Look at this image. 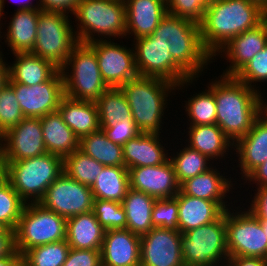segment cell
Instances as JSON below:
<instances>
[{"label": "cell", "mask_w": 267, "mask_h": 266, "mask_svg": "<svg viewBox=\"0 0 267 266\" xmlns=\"http://www.w3.org/2000/svg\"><path fill=\"white\" fill-rule=\"evenodd\" d=\"M220 76V79L216 77L212 81L217 107L216 124L235 143L250 131L255 119L266 108V99L235 76Z\"/></svg>", "instance_id": "cell-1"}, {"label": "cell", "mask_w": 267, "mask_h": 266, "mask_svg": "<svg viewBox=\"0 0 267 266\" xmlns=\"http://www.w3.org/2000/svg\"><path fill=\"white\" fill-rule=\"evenodd\" d=\"M262 12L263 8L250 0H212L200 23L205 49L216 58L231 39L259 25Z\"/></svg>", "instance_id": "cell-2"}, {"label": "cell", "mask_w": 267, "mask_h": 266, "mask_svg": "<svg viewBox=\"0 0 267 266\" xmlns=\"http://www.w3.org/2000/svg\"><path fill=\"white\" fill-rule=\"evenodd\" d=\"M151 35L168 41L173 60L191 78L200 77L214 60L203 45L200 24L191 20L167 13Z\"/></svg>", "instance_id": "cell-3"}, {"label": "cell", "mask_w": 267, "mask_h": 266, "mask_svg": "<svg viewBox=\"0 0 267 266\" xmlns=\"http://www.w3.org/2000/svg\"><path fill=\"white\" fill-rule=\"evenodd\" d=\"M120 88L127 98L132 119L140 133L160 135L167 97L171 91L172 94L176 91V85L161 78L138 75Z\"/></svg>", "instance_id": "cell-4"}, {"label": "cell", "mask_w": 267, "mask_h": 266, "mask_svg": "<svg viewBox=\"0 0 267 266\" xmlns=\"http://www.w3.org/2000/svg\"><path fill=\"white\" fill-rule=\"evenodd\" d=\"M72 14L78 22L74 25L78 26L74 31L78 42L90 43L100 36L102 40L126 37V7L122 0H80Z\"/></svg>", "instance_id": "cell-5"}, {"label": "cell", "mask_w": 267, "mask_h": 266, "mask_svg": "<svg viewBox=\"0 0 267 266\" xmlns=\"http://www.w3.org/2000/svg\"><path fill=\"white\" fill-rule=\"evenodd\" d=\"M4 163L8 182L26 204L39 203L47 188L64 172L63 158L51 153Z\"/></svg>", "instance_id": "cell-6"}, {"label": "cell", "mask_w": 267, "mask_h": 266, "mask_svg": "<svg viewBox=\"0 0 267 266\" xmlns=\"http://www.w3.org/2000/svg\"><path fill=\"white\" fill-rule=\"evenodd\" d=\"M60 70L65 95L70 98L95 102L109 88L101 77L95 50L88 43L78 42Z\"/></svg>", "instance_id": "cell-7"}, {"label": "cell", "mask_w": 267, "mask_h": 266, "mask_svg": "<svg viewBox=\"0 0 267 266\" xmlns=\"http://www.w3.org/2000/svg\"><path fill=\"white\" fill-rule=\"evenodd\" d=\"M181 253L184 266H225L229 257L225 213L214 222L183 233Z\"/></svg>", "instance_id": "cell-8"}, {"label": "cell", "mask_w": 267, "mask_h": 266, "mask_svg": "<svg viewBox=\"0 0 267 266\" xmlns=\"http://www.w3.org/2000/svg\"><path fill=\"white\" fill-rule=\"evenodd\" d=\"M66 229L65 217L45 209L40 203H28L15 229L16 251L22 256L35 246L66 240Z\"/></svg>", "instance_id": "cell-9"}, {"label": "cell", "mask_w": 267, "mask_h": 266, "mask_svg": "<svg viewBox=\"0 0 267 266\" xmlns=\"http://www.w3.org/2000/svg\"><path fill=\"white\" fill-rule=\"evenodd\" d=\"M68 14L39 9L37 36L32 54L50 60L58 68L66 63L78 43Z\"/></svg>", "instance_id": "cell-10"}, {"label": "cell", "mask_w": 267, "mask_h": 266, "mask_svg": "<svg viewBox=\"0 0 267 266\" xmlns=\"http://www.w3.org/2000/svg\"><path fill=\"white\" fill-rule=\"evenodd\" d=\"M133 45H135V65L140 76L167 80L174 83L177 90H182L183 86L188 87L196 81V78H191L173 60L166 39L149 35L134 39Z\"/></svg>", "instance_id": "cell-11"}, {"label": "cell", "mask_w": 267, "mask_h": 266, "mask_svg": "<svg viewBox=\"0 0 267 266\" xmlns=\"http://www.w3.org/2000/svg\"><path fill=\"white\" fill-rule=\"evenodd\" d=\"M225 211L226 246L229 257H261L267 259V236L260 220L248 209Z\"/></svg>", "instance_id": "cell-12"}, {"label": "cell", "mask_w": 267, "mask_h": 266, "mask_svg": "<svg viewBox=\"0 0 267 266\" xmlns=\"http://www.w3.org/2000/svg\"><path fill=\"white\" fill-rule=\"evenodd\" d=\"M93 193L89 186L63 172L48 188L39 202L45 209L66 219L92 211Z\"/></svg>", "instance_id": "cell-13"}, {"label": "cell", "mask_w": 267, "mask_h": 266, "mask_svg": "<svg viewBox=\"0 0 267 266\" xmlns=\"http://www.w3.org/2000/svg\"><path fill=\"white\" fill-rule=\"evenodd\" d=\"M110 40V41H109ZM88 43L96 53L103 81L109 88H120L139 74L135 65L134 48L124 47L111 40Z\"/></svg>", "instance_id": "cell-14"}, {"label": "cell", "mask_w": 267, "mask_h": 266, "mask_svg": "<svg viewBox=\"0 0 267 266\" xmlns=\"http://www.w3.org/2000/svg\"><path fill=\"white\" fill-rule=\"evenodd\" d=\"M15 92L24 117L41 118L58 111L65 95L64 80L59 69L48 81L27 86L21 83H8Z\"/></svg>", "instance_id": "cell-15"}, {"label": "cell", "mask_w": 267, "mask_h": 266, "mask_svg": "<svg viewBox=\"0 0 267 266\" xmlns=\"http://www.w3.org/2000/svg\"><path fill=\"white\" fill-rule=\"evenodd\" d=\"M1 160L16 162L47 153L40 118L24 117L0 137Z\"/></svg>", "instance_id": "cell-16"}, {"label": "cell", "mask_w": 267, "mask_h": 266, "mask_svg": "<svg viewBox=\"0 0 267 266\" xmlns=\"http://www.w3.org/2000/svg\"><path fill=\"white\" fill-rule=\"evenodd\" d=\"M182 234L178 230L153 228L140 237V266H184Z\"/></svg>", "instance_id": "cell-17"}, {"label": "cell", "mask_w": 267, "mask_h": 266, "mask_svg": "<svg viewBox=\"0 0 267 266\" xmlns=\"http://www.w3.org/2000/svg\"><path fill=\"white\" fill-rule=\"evenodd\" d=\"M128 173L131 189L156 199L173 198L180 191L170 159L161 165L130 168Z\"/></svg>", "instance_id": "cell-18"}, {"label": "cell", "mask_w": 267, "mask_h": 266, "mask_svg": "<svg viewBox=\"0 0 267 266\" xmlns=\"http://www.w3.org/2000/svg\"><path fill=\"white\" fill-rule=\"evenodd\" d=\"M233 148L234 154L239 157L242 180L267 160V107L255 119L250 131L234 143Z\"/></svg>", "instance_id": "cell-19"}, {"label": "cell", "mask_w": 267, "mask_h": 266, "mask_svg": "<svg viewBox=\"0 0 267 266\" xmlns=\"http://www.w3.org/2000/svg\"><path fill=\"white\" fill-rule=\"evenodd\" d=\"M267 46V33L262 23L231 39L215 56L227 58L224 76H235L249 61ZM221 53V54H220ZM223 53V54H222ZM219 54V55H218ZM229 60V61H228Z\"/></svg>", "instance_id": "cell-20"}, {"label": "cell", "mask_w": 267, "mask_h": 266, "mask_svg": "<svg viewBox=\"0 0 267 266\" xmlns=\"http://www.w3.org/2000/svg\"><path fill=\"white\" fill-rule=\"evenodd\" d=\"M100 251L102 266H140V236L128 229L106 230Z\"/></svg>", "instance_id": "cell-21"}, {"label": "cell", "mask_w": 267, "mask_h": 266, "mask_svg": "<svg viewBox=\"0 0 267 266\" xmlns=\"http://www.w3.org/2000/svg\"><path fill=\"white\" fill-rule=\"evenodd\" d=\"M126 36L134 39L149 36L167 14V4L162 0H125Z\"/></svg>", "instance_id": "cell-22"}, {"label": "cell", "mask_w": 267, "mask_h": 266, "mask_svg": "<svg viewBox=\"0 0 267 266\" xmlns=\"http://www.w3.org/2000/svg\"><path fill=\"white\" fill-rule=\"evenodd\" d=\"M212 165L207 171L196 175L195 177L188 178L180 184V191L185 194L196 198L206 199L217 202L225 211L228 209V201L225 197L229 190L235 185L228 176ZM232 187V188H231Z\"/></svg>", "instance_id": "cell-23"}, {"label": "cell", "mask_w": 267, "mask_h": 266, "mask_svg": "<svg viewBox=\"0 0 267 266\" xmlns=\"http://www.w3.org/2000/svg\"><path fill=\"white\" fill-rule=\"evenodd\" d=\"M159 134L139 133L122 146L123 160L127 169L156 166L169 159ZM161 141V142H160Z\"/></svg>", "instance_id": "cell-24"}, {"label": "cell", "mask_w": 267, "mask_h": 266, "mask_svg": "<svg viewBox=\"0 0 267 266\" xmlns=\"http://www.w3.org/2000/svg\"><path fill=\"white\" fill-rule=\"evenodd\" d=\"M175 198L178 201V231L181 234L214 222L225 213L215 201L185 195L181 191Z\"/></svg>", "instance_id": "cell-25"}, {"label": "cell", "mask_w": 267, "mask_h": 266, "mask_svg": "<svg viewBox=\"0 0 267 266\" xmlns=\"http://www.w3.org/2000/svg\"><path fill=\"white\" fill-rule=\"evenodd\" d=\"M65 124L81 139L100 129L96 102L78 100L64 95L58 108Z\"/></svg>", "instance_id": "cell-26"}, {"label": "cell", "mask_w": 267, "mask_h": 266, "mask_svg": "<svg viewBox=\"0 0 267 266\" xmlns=\"http://www.w3.org/2000/svg\"><path fill=\"white\" fill-rule=\"evenodd\" d=\"M40 122L47 153L64 159L79 149L80 139L65 124L59 111L41 117Z\"/></svg>", "instance_id": "cell-27"}, {"label": "cell", "mask_w": 267, "mask_h": 266, "mask_svg": "<svg viewBox=\"0 0 267 266\" xmlns=\"http://www.w3.org/2000/svg\"><path fill=\"white\" fill-rule=\"evenodd\" d=\"M9 66L8 83L33 86L48 81L60 68L50 60L28 53H15Z\"/></svg>", "instance_id": "cell-28"}, {"label": "cell", "mask_w": 267, "mask_h": 266, "mask_svg": "<svg viewBox=\"0 0 267 266\" xmlns=\"http://www.w3.org/2000/svg\"><path fill=\"white\" fill-rule=\"evenodd\" d=\"M105 231L89 211L67 218L66 241L73 249L101 250Z\"/></svg>", "instance_id": "cell-29"}, {"label": "cell", "mask_w": 267, "mask_h": 266, "mask_svg": "<svg viewBox=\"0 0 267 266\" xmlns=\"http://www.w3.org/2000/svg\"><path fill=\"white\" fill-rule=\"evenodd\" d=\"M39 10H16L7 26L5 43L15 53L32 52L36 36Z\"/></svg>", "instance_id": "cell-30"}, {"label": "cell", "mask_w": 267, "mask_h": 266, "mask_svg": "<svg viewBox=\"0 0 267 266\" xmlns=\"http://www.w3.org/2000/svg\"><path fill=\"white\" fill-rule=\"evenodd\" d=\"M187 129L189 130L187 145L213 161H217L218 158L223 159L228 154L226 152L234 147V143L217 124L189 126Z\"/></svg>", "instance_id": "cell-31"}, {"label": "cell", "mask_w": 267, "mask_h": 266, "mask_svg": "<svg viewBox=\"0 0 267 266\" xmlns=\"http://www.w3.org/2000/svg\"><path fill=\"white\" fill-rule=\"evenodd\" d=\"M156 198L140 191L129 189L122 201L130 232L143 236L150 232L152 225V209Z\"/></svg>", "instance_id": "cell-32"}, {"label": "cell", "mask_w": 267, "mask_h": 266, "mask_svg": "<svg viewBox=\"0 0 267 266\" xmlns=\"http://www.w3.org/2000/svg\"><path fill=\"white\" fill-rule=\"evenodd\" d=\"M90 188L94 199L122 203L130 189L128 169L120 166H105Z\"/></svg>", "instance_id": "cell-33"}, {"label": "cell", "mask_w": 267, "mask_h": 266, "mask_svg": "<svg viewBox=\"0 0 267 266\" xmlns=\"http://www.w3.org/2000/svg\"><path fill=\"white\" fill-rule=\"evenodd\" d=\"M79 149L104 166L125 167L122 146L108 139L102 129L83 136Z\"/></svg>", "instance_id": "cell-34"}, {"label": "cell", "mask_w": 267, "mask_h": 266, "mask_svg": "<svg viewBox=\"0 0 267 266\" xmlns=\"http://www.w3.org/2000/svg\"><path fill=\"white\" fill-rule=\"evenodd\" d=\"M100 129L117 122L134 121L127 98L121 88H108L96 101Z\"/></svg>", "instance_id": "cell-35"}, {"label": "cell", "mask_w": 267, "mask_h": 266, "mask_svg": "<svg viewBox=\"0 0 267 266\" xmlns=\"http://www.w3.org/2000/svg\"><path fill=\"white\" fill-rule=\"evenodd\" d=\"M179 150L180 152H176V155L173 153L172 156H169L179 184L212 167L210 165L211 160L198 150L192 149L188 145L183 147V149L179 148Z\"/></svg>", "instance_id": "cell-36"}, {"label": "cell", "mask_w": 267, "mask_h": 266, "mask_svg": "<svg viewBox=\"0 0 267 266\" xmlns=\"http://www.w3.org/2000/svg\"><path fill=\"white\" fill-rule=\"evenodd\" d=\"M208 88V89H207ZM206 90L199 92L185 101L184 108L187 112L189 126L216 124V100L212 93V82L208 84Z\"/></svg>", "instance_id": "cell-37"}, {"label": "cell", "mask_w": 267, "mask_h": 266, "mask_svg": "<svg viewBox=\"0 0 267 266\" xmlns=\"http://www.w3.org/2000/svg\"><path fill=\"white\" fill-rule=\"evenodd\" d=\"M105 166L80 149L63 159L64 172L72 179L91 187Z\"/></svg>", "instance_id": "cell-38"}, {"label": "cell", "mask_w": 267, "mask_h": 266, "mask_svg": "<svg viewBox=\"0 0 267 266\" xmlns=\"http://www.w3.org/2000/svg\"><path fill=\"white\" fill-rule=\"evenodd\" d=\"M70 246L66 240L35 246L22 255L24 266H62Z\"/></svg>", "instance_id": "cell-39"}, {"label": "cell", "mask_w": 267, "mask_h": 266, "mask_svg": "<svg viewBox=\"0 0 267 266\" xmlns=\"http://www.w3.org/2000/svg\"><path fill=\"white\" fill-rule=\"evenodd\" d=\"M26 203L7 182L0 188V223L15 231Z\"/></svg>", "instance_id": "cell-40"}, {"label": "cell", "mask_w": 267, "mask_h": 266, "mask_svg": "<svg viewBox=\"0 0 267 266\" xmlns=\"http://www.w3.org/2000/svg\"><path fill=\"white\" fill-rule=\"evenodd\" d=\"M92 211L105 230L127 227V217L120 202L94 199Z\"/></svg>", "instance_id": "cell-41"}, {"label": "cell", "mask_w": 267, "mask_h": 266, "mask_svg": "<svg viewBox=\"0 0 267 266\" xmlns=\"http://www.w3.org/2000/svg\"><path fill=\"white\" fill-rule=\"evenodd\" d=\"M24 118L14 89L7 83L0 90V137Z\"/></svg>", "instance_id": "cell-42"}, {"label": "cell", "mask_w": 267, "mask_h": 266, "mask_svg": "<svg viewBox=\"0 0 267 266\" xmlns=\"http://www.w3.org/2000/svg\"><path fill=\"white\" fill-rule=\"evenodd\" d=\"M178 201L173 198L156 199L152 209L154 228L178 230Z\"/></svg>", "instance_id": "cell-43"}, {"label": "cell", "mask_w": 267, "mask_h": 266, "mask_svg": "<svg viewBox=\"0 0 267 266\" xmlns=\"http://www.w3.org/2000/svg\"><path fill=\"white\" fill-rule=\"evenodd\" d=\"M235 77L250 88L261 93L256 85L253 84L254 82L256 84L257 82L261 83L267 81V46L262 51L258 52Z\"/></svg>", "instance_id": "cell-44"}, {"label": "cell", "mask_w": 267, "mask_h": 266, "mask_svg": "<svg viewBox=\"0 0 267 266\" xmlns=\"http://www.w3.org/2000/svg\"><path fill=\"white\" fill-rule=\"evenodd\" d=\"M212 0H169L167 13L185 18L200 24L203 20L205 9Z\"/></svg>", "instance_id": "cell-45"}, {"label": "cell", "mask_w": 267, "mask_h": 266, "mask_svg": "<svg viewBox=\"0 0 267 266\" xmlns=\"http://www.w3.org/2000/svg\"><path fill=\"white\" fill-rule=\"evenodd\" d=\"M102 130L108 139L120 146H123L126 142L140 133L134 121L117 122L115 125L104 127Z\"/></svg>", "instance_id": "cell-46"}, {"label": "cell", "mask_w": 267, "mask_h": 266, "mask_svg": "<svg viewBox=\"0 0 267 266\" xmlns=\"http://www.w3.org/2000/svg\"><path fill=\"white\" fill-rule=\"evenodd\" d=\"M62 266H102L101 251L70 248L66 261Z\"/></svg>", "instance_id": "cell-47"}, {"label": "cell", "mask_w": 267, "mask_h": 266, "mask_svg": "<svg viewBox=\"0 0 267 266\" xmlns=\"http://www.w3.org/2000/svg\"><path fill=\"white\" fill-rule=\"evenodd\" d=\"M248 210L259 220L261 225H267V187H257Z\"/></svg>", "instance_id": "cell-48"}, {"label": "cell", "mask_w": 267, "mask_h": 266, "mask_svg": "<svg viewBox=\"0 0 267 266\" xmlns=\"http://www.w3.org/2000/svg\"><path fill=\"white\" fill-rule=\"evenodd\" d=\"M80 0H39L41 10L72 14Z\"/></svg>", "instance_id": "cell-49"}, {"label": "cell", "mask_w": 267, "mask_h": 266, "mask_svg": "<svg viewBox=\"0 0 267 266\" xmlns=\"http://www.w3.org/2000/svg\"><path fill=\"white\" fill-rule=\"evenodd\" d=\"M15 251V231L7 229L0 234V259L11 256Z\"/></svg>", "instance_id": "cell-50"}, {"label": "cell", "mask_w": 267, "mask_h": 266, "mask_svg": "<svg viewBox=\"0 0 267 266\" xmlns=\"http://www.w3.org/2000/svg\"><path fill=\"white\" fill-rule=\"evenodd\" d=\"M225 266H267V259L261 257H228Z\"/></svg>", "instance_id": "cell-51"}, {"label": "cell", "mask_w": 267, "mask_h": 266, "mask_svg": "<svg viewBox=\"0 0 267 266\" xmlns=\"http://www.w3.org/2000/svg\"><path fill=\"white\" fill-rule=\"evenodd\" d=\"M244 180V184L249 181L255 183L256 187H267V160L254 169Z\"/></svg>", "instance_id": "cell-52"}, {"label": "cell", "mask_w": 267, "mask_h": 266, "mask_svg": "<svg viewBox=\"0 0 267 266\" xmlns=\"http://www.w3.org/2000/svg\"><path fill=\"white\" fill-rule=\"evenodd\" d=\"M2 51H0V90L8 83L9 80V66L4 57H2Z\"/></svg>", "instance_id": "cell-53"}, {"label": "cell", "mask_w": 267, "mask_h": 266, "mask_svg": "<svg viewBox=\"0 0 267 266\" xmlns=\"http://www.w3.org/2000/svg\"><path fill=\"white\" fill-rule=\"evenodd\" d=\"M22 256L15 251L11 256L0 259V266H20Z\"/></svg>", "instance_id": "cell-54"}, {"label": "cell", "mask_w": 267, "mask_h": 266, "mask_svg": "<svg viewBox=\"0 0 267 266\" xmlns=\"http://www.w3.org/2000/svg\"><path fill=\"white\" fill-rule=\"evenodd\" d=\"M16 2H19L18 4H20L19 5L20 7L18 6L17 10H39L40 9V4L36 3L37 5H35V4L32 3L31 0H17Z\"/></svg>", "instance_id": "cell-55"}, {"label": "cell", "mask_w": 267, "mask_h": 266, "mask_svg": "<svg viewBox=\"0 0 267 266\" xmlns=\"http://www.w3.org/2000/svg\"><path fill=\"white\" fill-rule=\"evenodd\" d=\"M8 182V172L6 164L0 160V188Z\"/></svg>", "instance_id": "cell-56"}, {"label": "cell", "mask_w": 267, "mask_h": 266, "mask_svg": "<svg viewBox=\"0 0 267 266\" xmlns=\"http://www.w3.org/2000/svg\"><path fill=\"white\" fill-rule=\"evenodd\" d=\"M261 23L265 27L267 33V8L263 9L262 16H261Z\"/></svg>", "instance_id": "cell-57"}, {"label": "cell", "mask_w": 267, "mask_h": 266, "mask_svg": "<svg viewBox=\"0 0 267 266\" xmlns=\"http://www.w3.org/2000/svg\"><path fill=\"white\" fill-rule=\"evenodd\" d=\"M258 3L263 9L267 8V0H250Z\"/></svg>", "instance_id": "cell-58"}, {"label": "cell", "mask_w": 267, "mask_h": 266, "mask_svg": "<svg viewBox=\"0 0 267 266\" xmlns=\"http://www.w3.org/2000/svg\"><path fill=\"white\" fill-rule=\"evenodd\" d=\"M3 16H4V11L2 10V7H0V22H1V19H3ZM1 29H2V26H1V23H0V38H2L3 36L1 35ZM1 46V45H0Z\"/></svg>", "instance_id": "cell-59"}, {"label": "cell", "mask_w": 267, "mask_h": 266, "mask_svg": "<svg viewBox=\"0 0 267 266\" xmlns=\"http://www.w3.org/2000/svg\"><path fill=\"white\" fill-rule=\"evenodd\" d=\"M8 228H6L2 223H0V234H3Z\"/></svg>", "instance_id": "cell-60"}, {"label": "cell", "mask_w": 267, "mask_h": 266, "mask_svg": "<svg viewBox=\"0 0 267 266\" xmlns=\"http://www.w3.org/2000/svg\"><path fill=\"white\" fill-rule=\"evenodd\" d=\"M263 230H264V233L265 235L267 236V225H261Z\"/></svg>", "instance_id": "cell-61"}, {"label": "cell", "mask_w": 267, "mask_h": 266, "mask_svg": "<svg viewBox=\"0 0 267 266\" xmlns=\"http://www.w3.org/2000/svg\"><path fill=\"white\" fill-rule=\"evenodd\" d=\"M4 2H5V0H0V7H2V10H4L3 8H4Z\"/></svg>", "instance_id": "cell-62"}]
</instances>
